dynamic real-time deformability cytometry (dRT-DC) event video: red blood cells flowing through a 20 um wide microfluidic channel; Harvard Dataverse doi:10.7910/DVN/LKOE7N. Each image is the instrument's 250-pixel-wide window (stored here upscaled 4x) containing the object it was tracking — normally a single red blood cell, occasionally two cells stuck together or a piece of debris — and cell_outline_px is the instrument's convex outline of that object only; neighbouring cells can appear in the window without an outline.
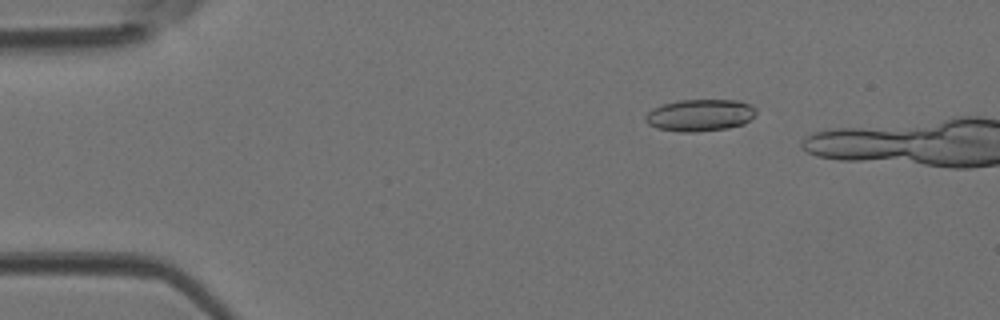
{"species": "Egyptian fruit bat (a non-hibernating species)", "species_latin": "Rousettus aegyptiacus", "temperature_condition": "room temperature", "stored_images_in_passage": 11, "camera_frame_rate_fps": 3000, "um_per_image_px": 0.085, "animal": {"sex": "female"}, "frame": {"image": 1, "passage_image": 8, "time_ms": 2.333, "image_size_px": [1000, 320], "cell_outline_px": [[756, 116], [744, 124], [728, 128], [696, 132], [680, 132], [656, 128], [648, 124], [644, 120], [644, 116], [652, 108], [664, 104], [680, 100], [740, 100], [756, 108]], "centroid_in_image_um": [59.5, 9.8], "position_along_channel_um": 25.5, "area_um2": 20.81}}